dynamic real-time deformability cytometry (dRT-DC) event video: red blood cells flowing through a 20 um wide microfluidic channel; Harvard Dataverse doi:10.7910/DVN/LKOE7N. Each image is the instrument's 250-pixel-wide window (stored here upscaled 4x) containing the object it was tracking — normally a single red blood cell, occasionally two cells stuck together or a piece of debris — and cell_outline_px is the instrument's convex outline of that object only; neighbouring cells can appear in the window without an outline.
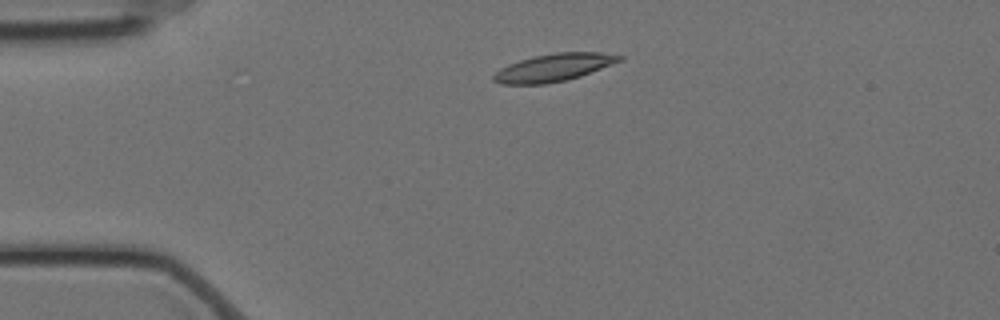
{"species": "Egyptian fruit bat (a non-hibernating species)", "species_latin": "Rousettus aegyptiacus", "temperature_condition": "cold", "stored_images_in_passage": 44, "camera_frame_rate_fps": 3000, "um_per_image_px": 0.085, "animal": {"sex": "female"}, "frame": {"image": 1, "passage_image": 1, "time_ms": 0.0, "image_size_px": [1000, 320], "cell_outline_px": [[624, 60], [580, 76], [564, 80], [544, 84], [500, 84], [492, 80], [492, 76], [500, 68], [508, 64], [520, 60], [536, 56], [556, 52], [600, 52], [624, 56]], "centroid_in_image_um": [47.07, 5.74], "position_along_channel_um": 37.9, "area_um2": 20.17}}
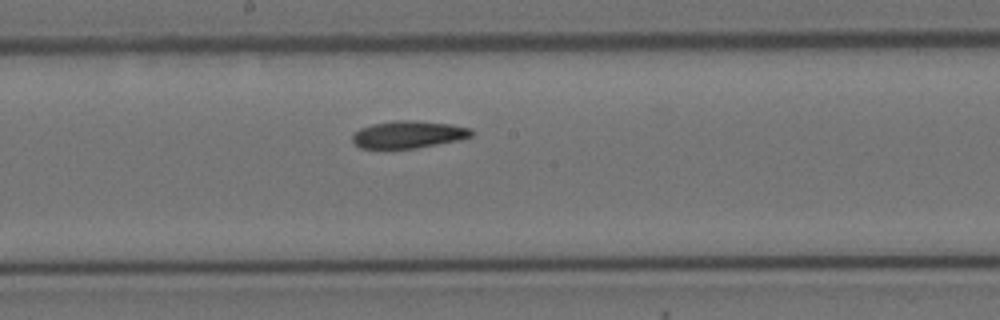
{"frame": {"image": 2, "passage_image": 19, "time_ms": 6.0, "image_size_px": [1000, 320], "cell_outline_px": [[476, 132], [472, 136], [460, 140], [416, 148], [360, 148], [352, 140], [352, 136], [360, 128], [372, 124], [396, 120], [416, 120], [448, 124], [472, 128]], "centroid_in_image_um": [34.76, 11.42], "position_along_channel_um": 213.4, "area_um2": 18.96}}
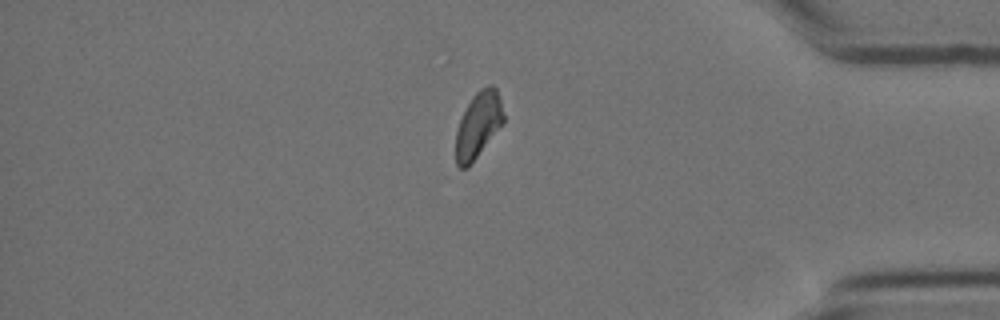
{"frame": {"image": 3, "passage_image": 37, "time_ms": 12.0, "image_size_px": [1000, 320], "cell_outline_px": [[504, 120], [468, 168], [460, 168], [456, 164], [456, 132], [460, 120], [472, 96], [480, 88], [488, 84], [492, 84], [496, 88], [500, 100], [504, 116]], "centroid_in_image_um": [40.63, 10.6], "position_along_channel_um": 394.6, "area_um2": 17.92}, "authors_computed_cell_mechanics": {"area_um2": 19.2185, "velocity_mm_per_s": 3.492, "shape_relaxation_time_tau1_ms": 6.8368, "shape_relaxation_time_tau2_ms": 5.0512, "deformation_change_tau1": 0.161, "deformation_change_tau2": 0.1161}}